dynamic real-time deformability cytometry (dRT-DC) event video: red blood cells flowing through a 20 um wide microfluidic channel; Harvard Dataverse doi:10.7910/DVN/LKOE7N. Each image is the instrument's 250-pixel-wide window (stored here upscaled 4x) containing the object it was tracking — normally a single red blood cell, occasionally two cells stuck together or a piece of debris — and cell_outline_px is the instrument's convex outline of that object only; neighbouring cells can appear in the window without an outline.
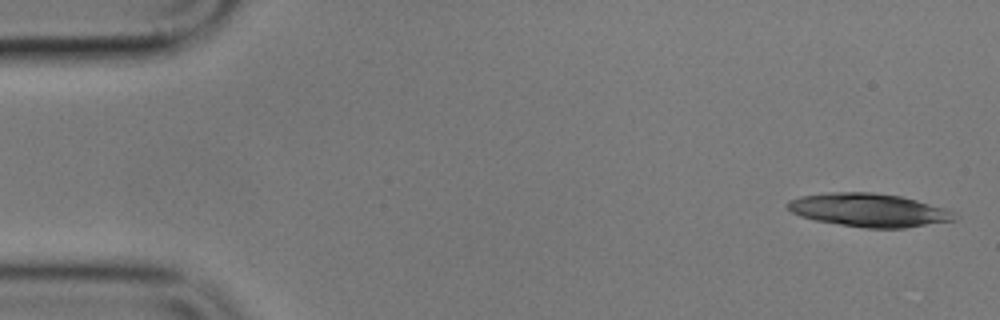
{"species": "common noctule bat (a hibernating species)", "species_latin": "Nyctalus noctula", "temperature_condition": "cold", "stored_images_in_passage": 4, "camera_frame_rate_fps": 3000, "um_per_image_px": 0.085, "animal": {"sex": "male", "body_mass_g": 17.9}, "frame": {"image": 1, "passage_image": 1, "time_ms": 0.0, "image_size_px": [1000, 320], "cell_outline_px": [[960, 216], [956, 220], [904, 228], [864, 228], [816, 220], [800, 216], [792, 212], [788, 208], [788, 200], [800, 196], [828, 192], [872, 192], [900, 196], [916, 200], [944, 208], [956, 212]], "centroid_in_image_um": [73.89, 17.86], "position_along_channel_um": 11.1, "area_um2": 32.43}}